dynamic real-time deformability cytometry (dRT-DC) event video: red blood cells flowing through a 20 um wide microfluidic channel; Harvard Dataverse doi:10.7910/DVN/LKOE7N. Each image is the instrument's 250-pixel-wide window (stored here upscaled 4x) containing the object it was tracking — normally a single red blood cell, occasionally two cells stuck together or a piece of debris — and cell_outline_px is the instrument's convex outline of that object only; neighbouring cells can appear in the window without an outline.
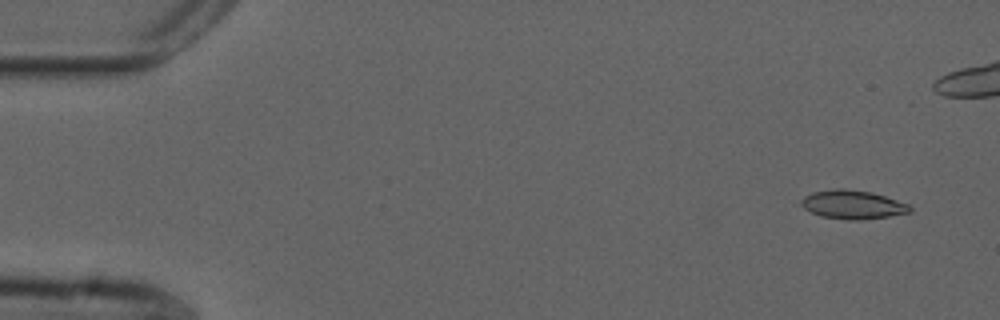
{"species": "common noctule bat (a hibernating species)", "species_latin": "Nyctalus noctula", "temperature_condition": "cold", "stored_images_in_passage": 47, "camera_frame_rate_fps": 3000, "um_per_image_px": 0.085, "animal": {"sex": "male", "forearm_length_mm": 52.5}, "frame": {"image": 1, "passage_image": 3, "time_ms": 0.667, "image_size_px": [1000, 320], "cell_outline_px": [[912, 212], [888, 216], [860, 220], [848, 220], [820, 216], [804, 208], [800, 204], [800, 200], [804, 196], [812, 192], [836, 188], [844, 188], [872, 192], [908, 204], [912, 208]], "centroid_in_image_um": [72.45, 17.38], "position_along_channel_um": 12.5, "area_um2": 18.21}}
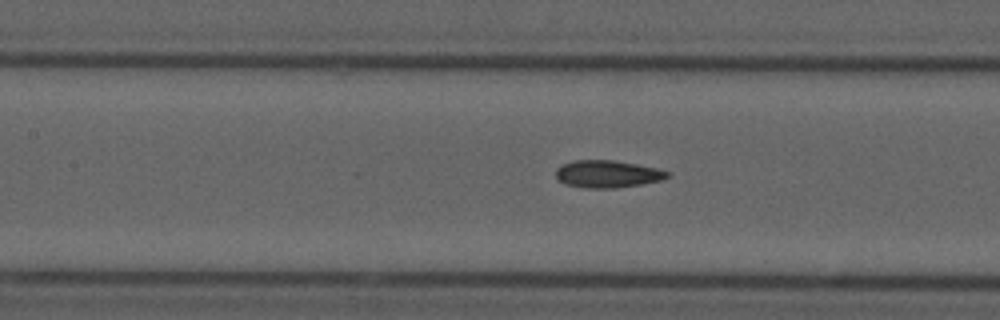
{"frame": {"image": 2, "passage_image": 24, "time_ms": 7.667, "image_size_px": [1000, 320], "cell_outline_px": [[672, 176], [660, 180], [640, 184], [612, 188], [584, 188], [564, 184], [556, 176], [556, 168], [560, 164], [572, 160], [612, 160], [636, 164], [656, 168], [672, 172]], "centroid_in_image_um": [51.62, 14.78], "position_along_channel_um": 155.8, "area_um2": 17.86}}
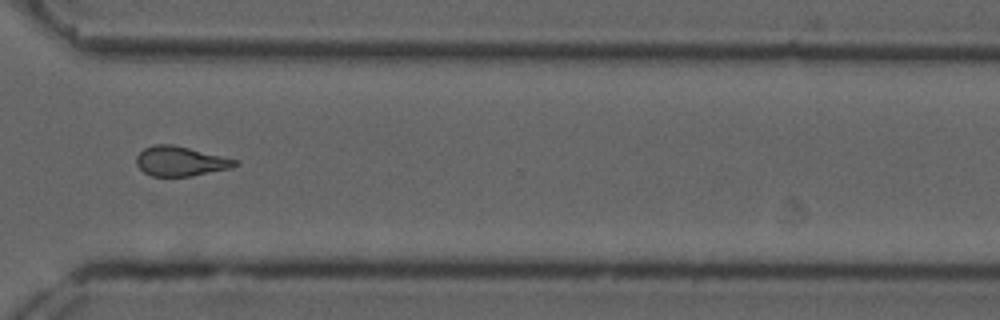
{"frame": {"image": 3, "passage_image": 40, "time_ms": 13.0, "image_size_px": [1000, 320], "cell_outline_px": [[240, 164], [232, 168], [192, 176], [152, 176], [144, 172], [136, 164], [136, 156], [144, 148], [156, 144], [172, 144], [240, 160]], "centroid_in_image_um": [15.38, 13.7], "position_along_channel_um": 355.2, "area_um2": 17.17}, "authors_computed_cell_mechanics": {"area_um2": 17.4556, "velocity_mm_per_s": 3.7528, "shape_relaxation_time_tau1_ms": null, "shape_relaxation_time_tau2_ms": 3.3589, "deformation_change_tau1": null, "deformation_change_tau2": 0.1184}}